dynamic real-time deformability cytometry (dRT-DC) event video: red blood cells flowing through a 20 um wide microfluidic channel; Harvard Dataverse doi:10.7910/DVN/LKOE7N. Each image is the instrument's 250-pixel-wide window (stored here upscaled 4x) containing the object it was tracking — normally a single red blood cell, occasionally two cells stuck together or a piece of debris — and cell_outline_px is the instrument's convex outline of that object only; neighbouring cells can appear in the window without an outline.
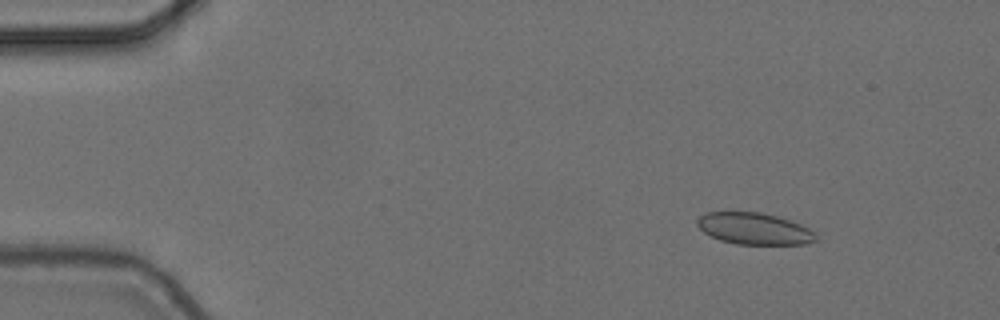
{"species": "common noctule bat (a hibernating species)", "species_latin": "Nyctalus noctula", "temperature_condition": "cold", "stored_images_in_passage": 5, "camera_frame_rate_fps": 3000, "um_per_image_px": 0.085, "animal": {"sex": "female", "body_mass_g": 24.6, "forearm_length_mm": 56.2}, "frame": {"image": 1, "passage_image": 2, "time_ms": 0.333, "image_size_px": [1000, 320], "cell_outline_px": [[816, 240], [808, 244], [736, 244], [720, 240], [704, 232], [696, 224], [696, 220], [700, 216], [708, 212], [760, 212], [776, 216], [800, 224], [816, 232]], "centroid_in_image_um": [64.11, 19.44], "position_along_channel_um": 20.9, "area_um2": 21.79}}
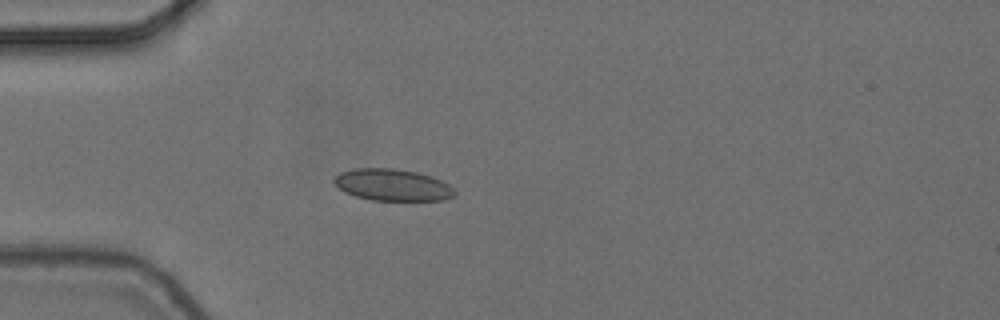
{"frame": {"image": 2, "passage_image": 4, "time_ms": 1.0, "image_size_px": [1000, 320], "cell_outline_px": [[456, 196], [444, 200], [372, 200], [356, 196], [344, 192], [332, 180], [340, 172], [356, 168], [392, 168], [416, 172], [432, 176], [448, 184], [456, 192]], "centroid_in_image_um": [33.37, 15.72], "position_along_channel_um": 51.6, "area_um2": 22.25}}